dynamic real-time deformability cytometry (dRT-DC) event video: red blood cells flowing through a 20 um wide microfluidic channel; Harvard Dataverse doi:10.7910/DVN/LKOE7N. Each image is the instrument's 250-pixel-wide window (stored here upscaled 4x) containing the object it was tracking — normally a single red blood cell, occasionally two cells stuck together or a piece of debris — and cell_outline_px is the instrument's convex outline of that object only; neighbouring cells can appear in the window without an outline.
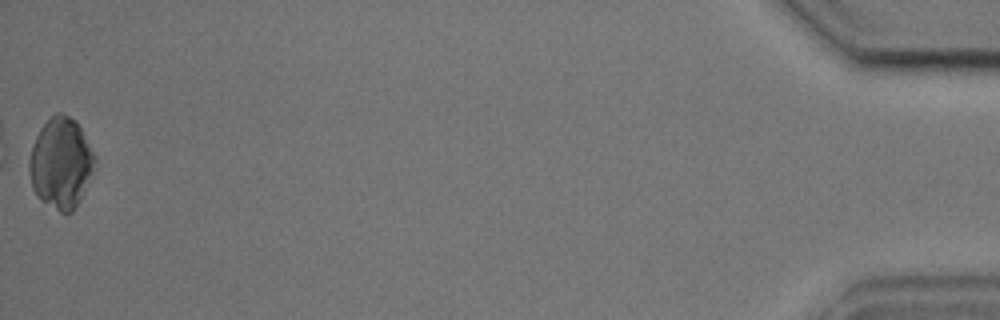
{"species": "common noctule bat (a hibernating species)", "species_latin": "Nyctalus noctula", "temperature_condition": "cold", "stored_images_in_passage": 39, "camera_frame_rate_fps": 3000, "um_per_image_px": 0.085, "animal": {"sex": "male", "body_mass_g": 17.9, "forearm_length_mm": 54.2}, "frame": {"image": 1, "passage_image": 39, "time_ms": 12.667, "image_size_px": [1000, 320], "cell_outline_px": [[96, 160], [92, 172], [80, 200], [72, 212], [60, 212], [40, 200], [36, 196], [32, 188], [28, 168], [28, 160], [32, 144], [40, 128], [56, 112], [60, 112], [76, 120], [96, 156]], "centroid_in_image_um": [5.15, 13.86], "position_along_channel_um": 430.0, "area_um2": 34.68}}